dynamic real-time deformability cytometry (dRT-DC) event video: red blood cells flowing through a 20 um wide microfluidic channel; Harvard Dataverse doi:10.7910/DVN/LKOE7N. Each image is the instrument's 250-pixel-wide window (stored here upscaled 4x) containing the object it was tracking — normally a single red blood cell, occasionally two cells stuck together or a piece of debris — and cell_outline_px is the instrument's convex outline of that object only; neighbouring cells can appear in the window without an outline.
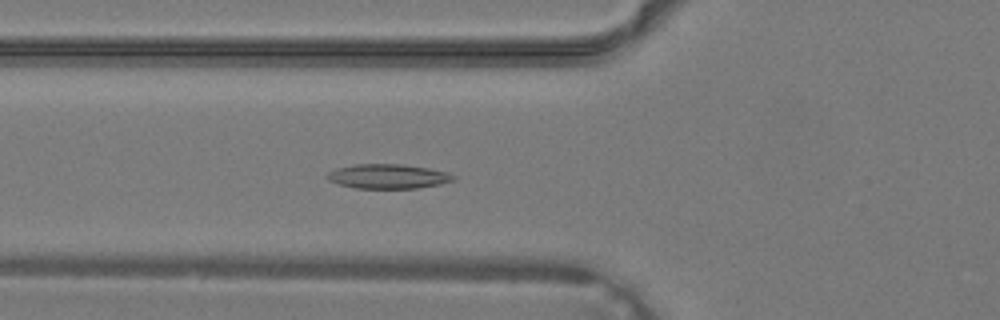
{"species": "common noctule bat (a hibernating species)", "species_latin": "Nyctalus noctula", "temperature_condition": "warm", "stored_images_in_passage": 28, "camera_frame_rate_fps": 3000, "um_per_image_px": 0.085, "animal": {"sex": "male", "body_mass_g": 19.2, "forearm_length_mm": 51.8}, "frame": {"image": 1, "passage_image": 6, "time_ms": 1.667, "image_size_px": [1000, 320], "cell_outline_px": [[456, 180], [440, 184], [416, 188], [356, 188], [340, 184], [328, 180], [328, 172], [336, 168], [356, 164], [404, 164], [428, 168], [444, 172], [456, 176]], "centroid_in_image_um": [33.0, 14.98], "position_along_channel_um": 92.8, "area_um2": 17.86}}
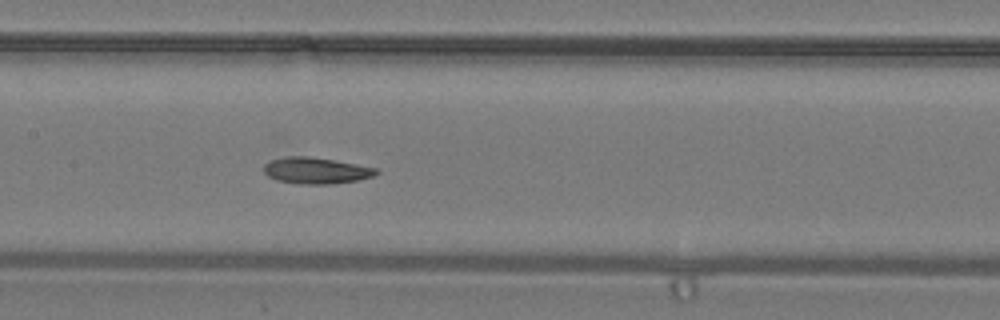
{"frame": {"image": 2, "passage_image": 11, "time_ms": 3.333, "image_size_px": [1000, 320], "cell_outline_px": [[380, 172], [372, 176], [356, 180], [328, 184], [300, 184], [276, 180], [268, 176], [264, 172], [264, 164], [272, 160], [288, 156], [308, 156], [332, 160], [376, 168]], "centroid_in_image_um": [26.82, 14.5], "position_along_channel_um": 180.6, "area_um2": 16.94}}
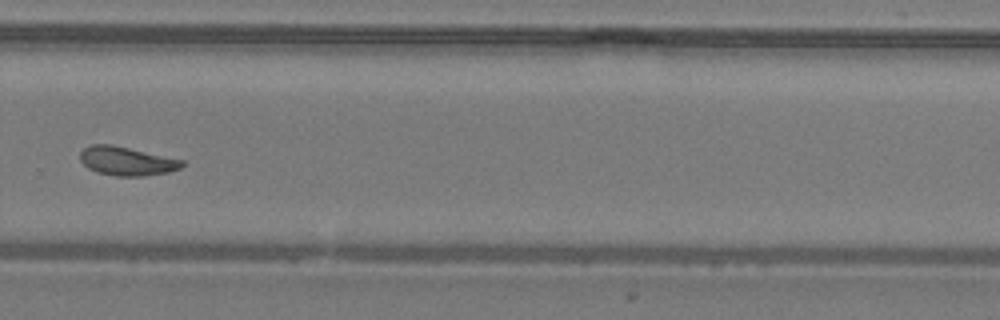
{"frame": {"image": 3, "passage_image": 19, "time_ms": 6.0, "image_size_px": [1000, 320], "cell_outline_px": [[188, 164], [180, 168], [168, 172], [144, 176], [116, 176], [96, 172], [88, 168], [80, 160], [80, 152], [84, 148], [92, 144], [108, 144], [128, 148], [184, 160]], "centroid_in_image_um": [10.79, 13.7], "position_along_channel_um": 319.0, "area_um2": 17.05}}